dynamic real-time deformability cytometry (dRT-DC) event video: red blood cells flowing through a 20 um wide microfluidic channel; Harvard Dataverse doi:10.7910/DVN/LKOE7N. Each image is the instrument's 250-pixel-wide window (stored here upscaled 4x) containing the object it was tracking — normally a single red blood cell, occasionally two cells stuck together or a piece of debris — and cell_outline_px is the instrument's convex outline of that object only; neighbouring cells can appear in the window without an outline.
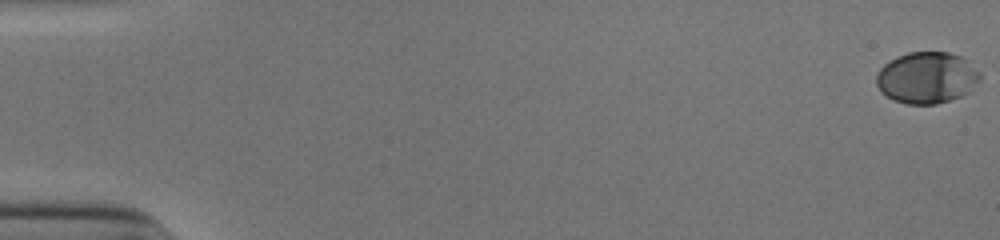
{"species": "human", "species_latin": "Homo sapiens", "temperature_condition": "cold", "stored_images_in_passage": 54, "camera_frame_rate_fps": 3000, "um_per_image_px": 0.085, "donor": {"sex": "male"}, "frame": {"image": 1, "passage_image": 1, "time_ms": 0.0, "image_size_px": [1000, 240], "cell_outline_px": [[980, 80], [972, 92], [964, 96], [936, 104], [908, 104], [892, 100], [880, 92], [876, 84], [876, 72], [888, 60], [896, 56], [908, 52], [948, 52], [960, 56], [980, 72]], "centroid_in_image_um": [78.77, 6.62], "position_along_channel_um": 6.2, "area_um2": 31.62}}
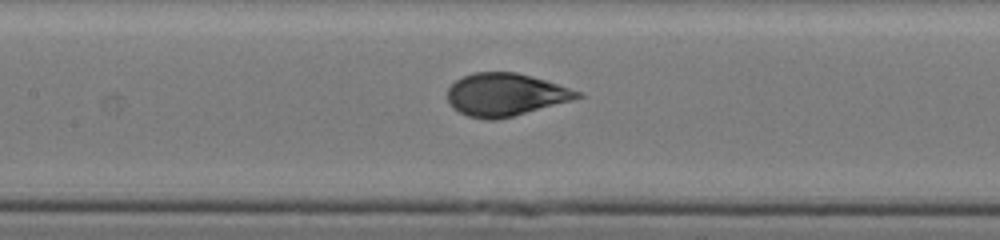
{"frame": {"image": 2, "passage_image": 27, "time_ms": 8.667, "image_size_px": [1000, 240], "cell_outline_px": [[584, 96], [572, 100], [512, 116], [496, 120], [488, 120], [468, 116], [452, 108], [448, 100], [448, 88], [456, 80], [464, 76], [476, 72], [516, 72], [532, 76], [584, 92]], "centroid_in_image_um": [42.97, 8.04], "position_along_channel_um": 164.4, "area_um2": 32.19}}
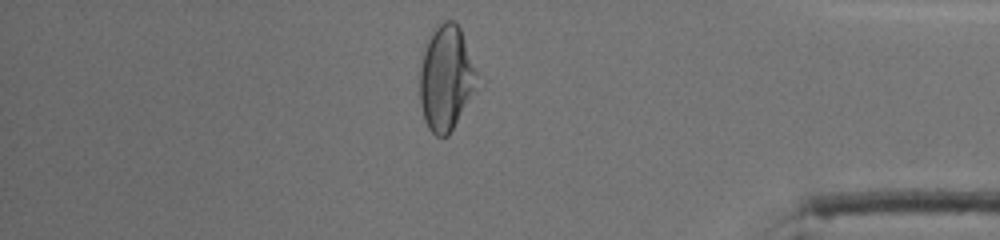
{"frame": {"image": 3, "passage_image": 47, "time_ms": 15.333, "image_size_px": [1000, 240], "cell_outline_px": [[476, 88], [448, 136], [436, 136], [428, 128], [424, 120], [420, 104], [420, 68], [424, 52], [432, 28], [444, 20], [456, 20], [460, 28], [476, 72]], "centroid_in_image_um": [37.88, 6.62], "position_along_channel_um": 397.3, "area_um2": 34.56}, "authors_computed_cell_mechanics": {"area_um2": 32.6859, "velocity_mm_per_s": 3.9045, "shape_relaxation_time_tau1_ms": 4.0426, "shape_relaxation_time_tau2_ms": null, "deformation_change_tau1": 0.171, "deformation_change_tau2": null}}